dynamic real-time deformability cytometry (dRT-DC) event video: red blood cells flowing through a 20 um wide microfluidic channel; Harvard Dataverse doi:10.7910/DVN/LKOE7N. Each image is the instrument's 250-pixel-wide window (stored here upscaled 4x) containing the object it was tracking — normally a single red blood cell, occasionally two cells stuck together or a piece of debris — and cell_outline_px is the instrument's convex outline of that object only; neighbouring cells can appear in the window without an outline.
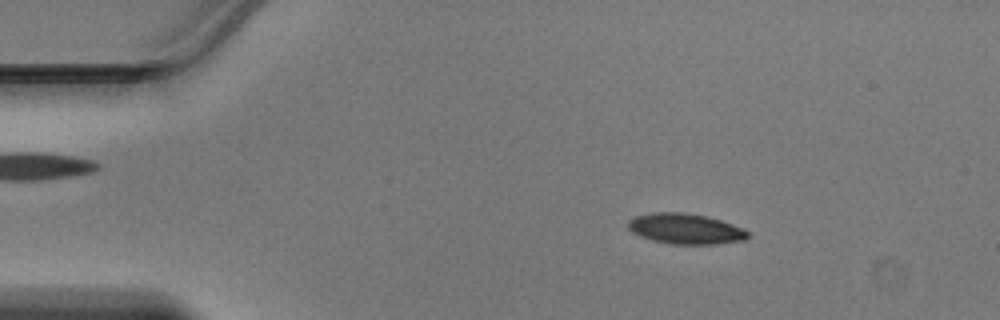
{"species": "Egyptian fruit bat (a non-hibernating species)", "species_latin": "Rousettus aegyptiacus", "temperature_condition": "warm", "stored_images_in_passage": 46, "camera_frame_rate_fps": 3000, "um_per_image_px": 0.085, "animal": {"sex": "male"}, "frame": {"image": 1, "passage_image": 7, "time_ms": 2.0, "image_size_px": [1000, 320], "cell_outline_px": [[748, 236], [744, 240], [716, 244], [672, 244], [652, 240], [640, 236], [632, 232], [628, 228], [628, 220], [636, 216], [652, 212], [684, 212], [704, 216], [720, 220], [744, 228], [748, 232]], "centroid_in_image_um": [58.24, 19.44], "position_along_channel_um": 26.8, "area_um2": 21.21}}
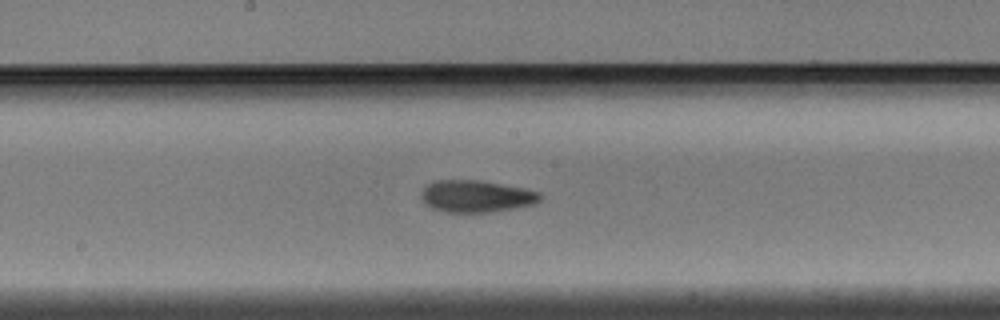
{"frame": {"image": 2, "passage_image": 24, "time_ms": 7.667, "image_size_px": [1000, 320], "cell_outline_px": [[544, 196], [540, 200], [532, 204], [516, 208], [492, 212], [444, 212], [432, 208], [424, 204], [420, 196], [420, 192], [428, 184], [436, 180], [480, 180], [524, 188], [540, 192]], "centroid_in_image_um": [40.47, 16.68], "position_along_channel_um": 207.7, "area_um2": 22.37}}
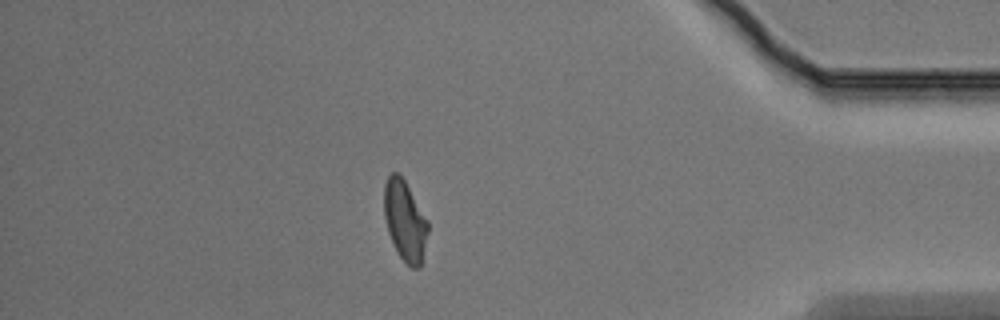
{"frame": {"image": 3, "passage_image": 40, "time_ms": 13.0, "image_size_px": [1000, 320], "cell_outline_px": [[428, 232], [420, 268], [412, 268], [400, 256], [388, 232], [384, 216], [384, 184], [388, 176], [392, 172], [400, 172], [428, 220]], "centroid_in_image_um": [34.42, 18.71], "position_along_channel_um": 400.8, "area_um2": 20.46}}